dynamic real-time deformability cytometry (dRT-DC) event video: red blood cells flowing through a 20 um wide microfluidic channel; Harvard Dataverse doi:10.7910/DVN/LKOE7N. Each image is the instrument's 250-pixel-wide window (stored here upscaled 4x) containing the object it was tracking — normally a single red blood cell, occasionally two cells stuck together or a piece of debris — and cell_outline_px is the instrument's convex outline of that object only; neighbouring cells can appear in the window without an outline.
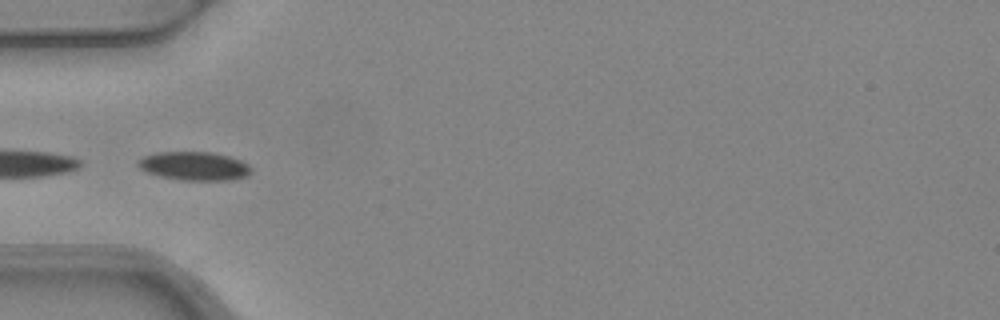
{"species": "common noctule bat (a hibernating species)", "species_latin": "Nyctalus noctula", "temperature_condition": "warm", "stored_images_in_passage": 6, "segment_of_instrument_passage": [2, 2], "camera_frame_rate_fps": 3000, "um_per_image_px": 0.085, "animal": {"sex": "female", "body_mass_g": 24.6, "forearm_length_mm": 56.2}, "frame": {"image": 1, "passage_image": 5, "time_ms": 1.333, "image_size_px": [1000, 320], "cell_outline_px": [[252, 172], [248, 176], [228, 180], [180, 180], [160, 176], [144, 172], [136, 164], [136, 160], [144, 156], [156, 152], [212, 152], [228, 156], [240, 160], [248, 164], [252, 168]], "centroid_in_image_um": [16.49, 14.11], "position_along_channel_um": 68.5, "area_um2": 19.07}}
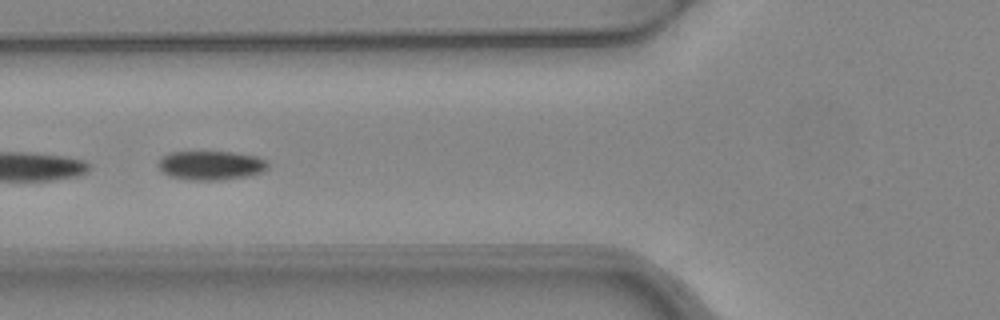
{"frame": {"image": 2, "passage_image": 6, "time_ms": 1.667, "image_size_px": [1000, 320], "cell_outline_px": [[268, 168], [260, 172], [248, 176], [216, 180], [192, 180], [172, 176], [160, 172], [156, 164], [160, 156], [168, 152], [232, 152], [256, 156], [264, 160], [268, 164]], "centroid_in_image_um": [17.85, 14.04], "position_along_channel_um": 108.0, "area_um2": 18.61}}